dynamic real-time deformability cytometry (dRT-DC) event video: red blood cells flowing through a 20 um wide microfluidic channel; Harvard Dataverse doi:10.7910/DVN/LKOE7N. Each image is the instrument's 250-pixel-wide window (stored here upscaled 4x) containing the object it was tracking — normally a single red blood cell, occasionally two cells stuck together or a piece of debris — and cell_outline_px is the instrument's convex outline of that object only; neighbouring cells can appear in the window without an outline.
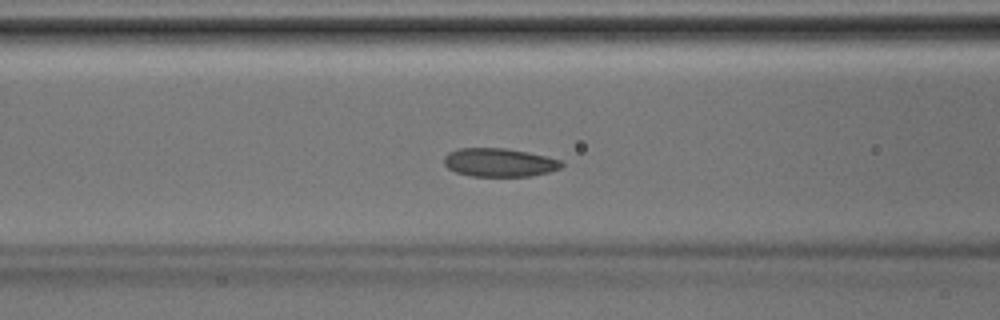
{"species": "Egyptian fruit bat (a non-hibernating species)", "species_latin": "Rousettus aegyptiacus", "temperature_condition": "room temperature", "stored_images_in_passage": 42, "camera_frame_rate_fps": 3000, "um_per_image_px": 0.085, "animal": {"sex": "male"}, "frame": {"image": 1, "passage_image": 17, "time_ms": 5.333, "image_size_px": [1000, 320], "cell_outline_px": [[564, 164], [560, 168], [548, 172], [532, 176], [472, 176], [456, 172], [448, 168], [444, 164], [444, 156], [448, 152], [460, 148], [504, 148], [528, 152], [548, 156], [560, 160]], "centroid_in_image_um": [42.44, 13.8], "position_along_channel_um": 124.2, "area_um2": 19.54}}
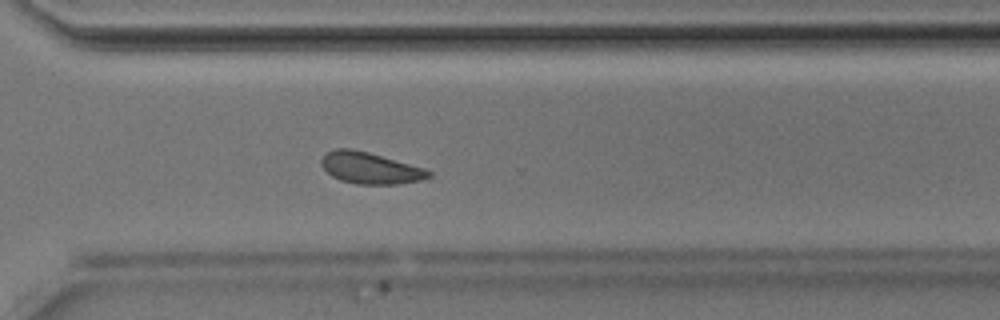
{"frame": {"image": 2, "passage_image": 30, "time_ms": 9.667, "image_size_px": [1000, 320], "cell_outline_px": [[432, 176], [420, 180], [396, 184], [356, 184], [340, 180], [332, 176], [320, 164], [320, 160], [328, 152], [336, 148], [352, 148], [368, 152], [424, 168], [432, 172]], "centroid_in_image_um": [31.45, 14.28], "position_along_channel_um": 339.1, "area_um2": 19.54}}
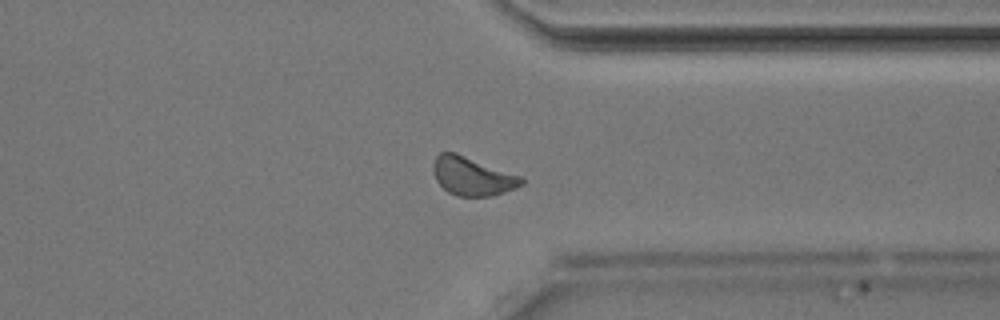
{"frame": {"image": 3, "passage_image": 32, "time_ms": 10.333, "image_size_px": [1000, 320], "cell_outline_px": [[524, 184], [504, 192], [492, 196], [456, 196], [448, 192], [436, 180], [432, 172], [432, 164], [436, 156], [440, 152], [456, 152], [524, 176]], "centroid_in_image_um": [40.16, 14.96], "position_along_channel_um": 371.2, "area_um2": 20.17}}